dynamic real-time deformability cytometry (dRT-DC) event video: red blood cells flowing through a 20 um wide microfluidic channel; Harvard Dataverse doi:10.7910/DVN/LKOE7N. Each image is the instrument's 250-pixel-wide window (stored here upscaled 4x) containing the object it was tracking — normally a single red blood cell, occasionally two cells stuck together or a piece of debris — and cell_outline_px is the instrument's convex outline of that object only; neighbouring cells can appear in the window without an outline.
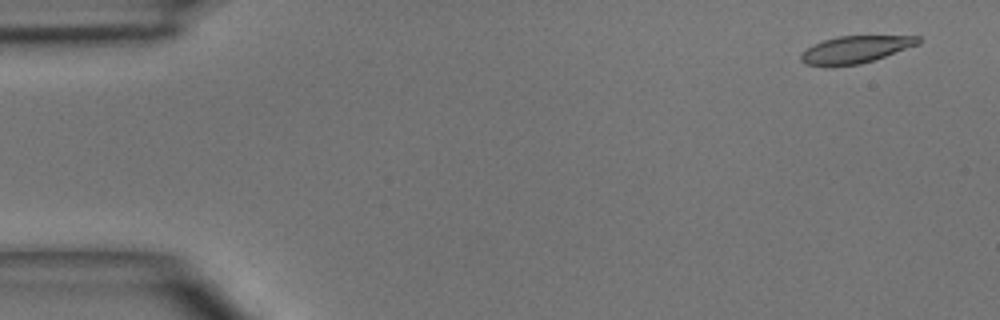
{"species": "common noctule bat (a hibernating species)", "species_latin": "Nyctalus noctula", "temperature_condition": "room temperature", "stored_images_in_passage": 4, "camera_frame_rate_fps": 3000, "um_per_image_px": 0.085, "animal": {"sex": "male", "body_mass_g": 15.6}, "frame": {"image": 1, "passage_image": 1, "time_ms": 0.0, "image_size_px": [1000, 320], "cell_outline_px": [[920, 44], [860, 64], [832, 68], [828, 68], [804, 64], [800, 60], [800, 52], [812, 44], [836, 36], [920, 36]], "centroid_in_image_um": [72.61, 4.24], "position_along_channel_um": 12.4, "area_um2": 19.02}}
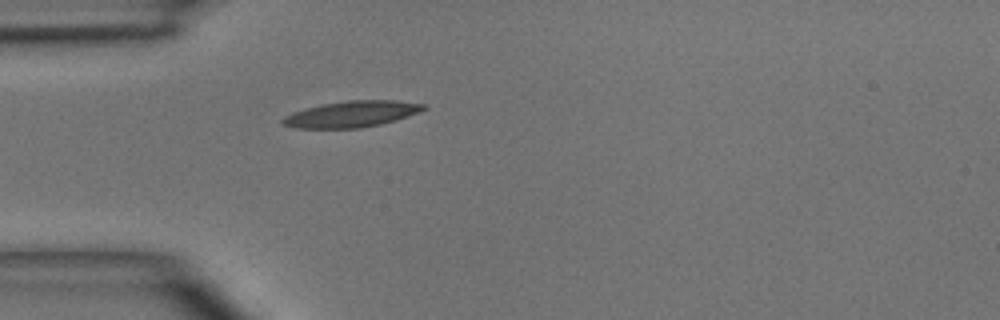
{"frame": {"image": 2, "passage_image": 4, "time_ms": 3.667, "image_size_px": [1000, 320], "cell_outline_px": [[428, 108], [420, 112], [396, 120], [380, 124], [360, 128], [296, 128], [280, 124], [280, 120], [284, 116], [292, 112], [304, 108], [320, 104], [348, 100], [396, 100], [424, 104]], "centroid_in_image_um": [29.86, 9.69], "position_along_channel_um": 55.1, "area_um2": 21.73}}